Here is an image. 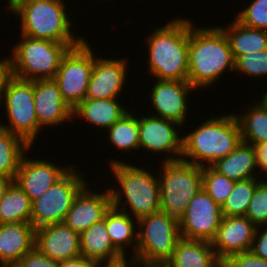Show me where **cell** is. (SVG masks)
<instances>
[{
    "instance_id": "obj_1",
    "label": "cell",
    "mask_w": 267,
    "mask_h": 267,
    "mask_svg": "<svg viewBox=\"0 0 267 267\" xmlns=\"http://www.w3.org/2000/svg\"><path fill=\"white\" fill-rule=\"evenodd\" d=\"M190 19L188 79L197 89H207L227 70L234 72V57L228 39L217 25L195 27ZM207 87V88H206Z\"/></svg>"
},
{
    "instance_id": "obj_2",
    "label": "cell",
    "mask_w": 267,
    "mask_h": 267,
    "mask_svg": "<svg viewBox=\"0 0 267 267\" xmlns=\"http://www.w3.org/2000/svg\"><path fill=\"white\" fill-rule=\"evenodd\" d=\"M190 18H170L148 34L147 64L153 78L168 81H187Z\"/></svg>"
},
{
    "instance_id": "obj_3",
    "label": "cell",
    "mask_w": 267,
    "mask_h": 267,
    "mask_svg": "<svg viewBox=\"0 0 267 267\" xmlns=\"http://www.w3.org/2000/svg\"><path fill=\"white\" fill-rule=\"evenodd\" d=\"M109 162L110 172L116 178L115 189L109 187L112 206L137 220L160 211L159 177L155 171L152 173L144 166L142 169L124 160L110 159Z\"/></svg>"
},
{
    "instance_id": "obj_4",
    "label": "cell",
    "mask_w": 267,
    "mask_h": 267,
    "mask_svg": "<svg viewBox=\"0 0 267 267\" xmlns=\"http://www.w3.org/2000/svg\"><path fill=\"white\" fill-rule=\"evenodd\" d=\"M242 142L235 113L209 117L182 139L181 160L206 167L226 157Z\"/></svg>"
},
{
    "instance_id": "obj_5",
    "label": "cell",
    "mask_w": 267,
    "mask_h": 267,
    "mask_svg": "<svg viewBox=\"0 0 267 267\" xmlns=\"http://www.w3.org/2000/svg\"><path fill=\"white\" fill-rule=\"evenodd\" d=\"M66 0H13L6 5L15 18H20V35L52 40L63 44H80L85 38L73 35L72 19ZM72 29V30H71Z\"/></svg>"
},
{
    "instance_id": "obj_6",
    "label": "cell",
    "mask_w": 267,
    "mask_h": 267,
    "mask_svg": "<svg viewBox=\"0 0 267 267\" xmlns=\"http://www.w3.org/2000/svg\"><path fill=\"white\" fill-rule=\"evenodd\" d=\"M6 56L10 75L21 80L54 79L62 57L78 44H63L52 40L21 35Z\"/></svg>"
},
{
    "instance_id": "obj_7",
    "label": "cell",
    "mask_w": 267,
    "mask_h": 267,
    "mask_svg": "<svg viewBox=\"0 0 267 267\" xmlns=\"http://www.w3.org/2000/svg\"><path fill=\"white\" fill-rule=\"evenodd\" d=\"M160 166L157 170L160 171V211L179 220L192 198L202 189V167L183 160H161Z\"/></svg>"
},
{
    "instance_id": "obj_8",
    "label": "cell",
    "mask_w": 267,
    "mask_h": 267,
    "mask_svg": "<svg viewBox=\"0 0 267 267\" xmlns=\"http://www.w3.org/2000/svg\"><path fill=\"white\" fill-rule=\"evenodd\" d=\"M1 106L6 110L8 124L0 122V126L32 147L42 129L34 108V80H21L9 74L3 84Z\"/></svg>"
},
{
    "instance_id": "obj_9",
    "label": "cell",
    "mask_w": 267,
    "mask_h": 267,
    "mask_svg": "<svg viewBox=\"0 0 267 267\" xmlns=\"http://www.w3.org/2000/svg\"><path fill=\"white\" fill-rule=\"evenodd\" d=\"M180 239L178 219L163 211L143 216L137 220L135 257L168 261Z\"/></svg>"
},
{
    "instance_id": "obj_10",
    "label": "cell",
    "mask_w": 267,
    "mask_h": 267,
    "mask_svg": "<svg viewBox=\"0 0 267 267\" xmlns=\"http://www.w3.org/2000/svg\"><path fill=\"white\" fill-rule=\"evenodd\" d=\"M74 166L40 198L32 201L30 223L34 228L63 222L78 193L90 182ZM83 176V177H82Z\"/></svg>"
},
{
    "instance_id": "obj_11",
    "label": "cell",
    "mask_w": 267,
    "mask_h": 267,
    "mask_svg": "<svg viewBox=\"0 0 267 267\" xmlns=\"http://www.w3.org/2000/svg\"><path fill=\"white\" fill-rule=\"evenodd\" d=\"M85 39L62 57L54 81L58 84L63 100L74 109L81 103L88 90L94 65V50ZM92 47V48H91Z\"/></svg>"
},
{
    "instance_id": "obj_12",
    "label": "cell",
    "mask_w": 267,
    "mask_h": 267,
    "mask_svg": "<svg viewBox=\"0 0 267 267\" xmlns=\"http://www.w3.org/2000/svg\"><path fill=\"white\" fill-rule=\"evenodd\" d=\"M222 218L221 206L202 187L179 219L181 238L211 242L217 234Z\"/></svg>"
},
{
    "instance_id": "obj_13",
    "label": "cell",
    "mask_w": 267,
    "mask_h": 267,
    "mask_svg": "<svg viewBox=\"0 0 267 267\" xmlns=\"http://www.w3.org/2000/svg\"><path fill=\"white\" fill-rule=\"evenodd\" d=\"M181 126L172 120L142 114L139 117V149H146L152 154L158 153V156L167 155L163 157V161L181 160L183 136L177 130Z\"/></svg>"
},
{
    "instance_id": "obj_14",
    "label": "cell",
    "mask_w": 267,
    "mask_h": 267,
    "mask_svg": "<svg viewBox=\"0 0 267 267\" xmlns=\"http://www.w3.org/2000/svg\"><path fill=\"white\" fill-rule=\"evenodd\" d=\"M155 80L149 92L150 105L156 113L153 112L152 115L184 126L190 109L187 97L189 93L195 91V88L188 81Z\"/></svg>"
},
{
    "instance_id": "obj_15",
    "label": "cell",
    "mask_w": 267,
    "mask_h": 267,
    "mask_svg": "<svg viewBox=\"0 0 267 267\" xmlns=\"http://www.w3.org/2000/svg\"><path fill=\"white\" fill-rule=\"evenodd\" d=\"M26 152L20 162L14 181L29 196L30 201L40 198L54 183L61 179L72 167L60 166L52 160L28 158ZM27 155V156H26ZM51 161V162H50Z\"/></svg>"
},
{
    "instance_id": "obj_16",
    "label": "cell",
    "mask_w": 267,
    "mask_h": 267,
    "mask_svg": "<svg viewBox=\"0 0 267 267\" xmlns=\"http://www.w3.org/2000/svg\"><path fill=\"white\" fill-rule=\"evenodd\" d=\"M96 57L92 68L87 95L90 99H114L120 98V93L125 88L128 76V60Z\"/></svg>"
},
{
    "instance_id": "obj_17",
    "label": "cell",
    "mask_w": 267,
    "mask_h": 267,
    "mask_svg": "<svg viewBox=\"0 0 267 267\" xmlns=\"http://www.w3.org/2000/svg\"><path fill=\"white\" fill-rule=\"evenodd\" d=\"M89 183L75 197L64 223L73 231L81 234L94 223L101 221L112 206L111 193L108 189L98 192L89 188ZM91 190V191H89Z\"/></svg>"
},
{
    "instance_id": "obj_18",
    "label": "cell",
    "mask_w": 267,
    "mask_h": 267,
    "mask_svg": "<svg viewBox=\"0 0 267 267\" xmlns=\"http://www.w3.org/2000/svg\"><path fill=\"white\" fill-rule=\"evenodd\" d=\"M256 229L246 216H223L211 241L217 257L224 262L233 254L250 251Z\"/></svg>"
},
{
    "instance_id": "obj_19",
    "label": "cell",
    "mask_w": 267,
    "mask_h": 267,
    "mask_svg": "<svg viewBox=\"0 0 267 267\" xmlns=\"http://www.w3.org/2000/svg\"><path fill=\"white\" fill-rule=\"evenodd\" d=\"M35 247L57 262L81 256L80 234L73 231L64 222L36 228Z\"/></svg>"
},
{
    "instance_id": "obj_20",
    "label": "cell",
    "mask_w": 267,
    "mask_h": 267,
    "mask_svg": "<svg viewBox=\"0 0 267 267\" xmlns=\"http://www.w3.org/2000/svg\"><path fill=\"white\" fill-rule=\"evenodd\" d=\"M34 108L39 125L55 128L74 121L72 108L63 100L54 79L34 80Z\"/></svg>"
},
{
    "instance_id": "obj_21",
    "label": "cell",
    "mask_w": 267,
    "mask_h": 267,
    "mask_svg": "<svg viewBox=\"0 0 267 267\" xmlns=\"http://www.w3.org/2000/svg\"><path fill=\"white\" fill-rule=\"evenodd\" d=\"M35 247V228L31 223L0 224V266L13 267Z\"/></svg>"
},
{
    "instance_id": "obj_22",
    "label": "cell",
    "mask_w": 267,
    "mask_h": 267,
    "mask_svg": "<svg viewBox=\"0 0 267 267\" xmlns=\"http://www.w3.org/2000/svg\"><path fill=\"white\" fill-rule=\"evenodd\" d=\"M81 256L99 264L116 263L126 259L114 246L104 218L80 234Z\"/></svg>"
},
{
    "instance_id": "obj_23",
    "label": "cell",
    "mask_w": 267,
    "mask_h": 267,
    "mask_svg": "<svg viewBox=\"0 0 267 267\" xmlns=\"http://www.w3.org/2000/svg\"><path fill=\"white\" fill-rule=\"evenodd\" d=\"M121 105L118 98L114 99H90L85 98L72 110V117L77 120H85L93 127L107 130L119 121L129 108ZM95 125V126H94Z\"/></svg>"
},
{
    "instance_id": "obj_24",
    "label": "cell",
    "mask_w": 267,
    "mask_h": 267,
    "mask_svg": "<svg viewBox=\"0 0 267 267\" xmlns=\"http://www.w3.org/2000/svg\"><path fill=\"white\" fill-rule=\"evenodd\" d=\"M211 167L234 181L259 178L261 176L257 165L256 149L253 145L244 142H241L226 157L216 161Z\"/></svg>"
},
{
    "instance_id": "obj_25",
    "label": "cell",
    "mask_w": 267,
    "mask_h": 267,
    "mask_svg": "<svg viewBox=\"0 0 267 267\" xmlns=\"http://www.w3.org/2000/svg\"><path fill=\"white\" fill-rule=\"evenodd\" d=\"M168 261L171 267H220L223 265L210 241L184 238L178 241Z\"/></svg>"
},
{
    "instance_id": "obj_26",
    "label": "cell",
    "mask_w": 267,
    "mask_h": 267,
    "mask_svg": "<svg viewBox=\"0 0 267 267\" xmlns=\"http://www.w3.org/2000/svg\"><path fill=\"white\" fill-rule=\"evenodd\" d=\"M136 221V222H135ZM137 219L131 217L114 206L106 212V229L113 246L125 257L127 249H133L131 257L136 255L137 247ZM129 247H131L129 249ZM126 248V249H125Z\"/></svg>"
},
{
    "instance_id": "obj_27",
    "label": "cell",
    "mask_w": 267,
    "mask_h": 267,
    "mask_svg": "<svg viewBox=\"0 0 267 267\" xmlns=\"http://www.w3.org/2000/svg\"><path fill=\"white\" fill-rule=\"evenodd\" d=\"M228 39L232 55L235 58L267 49V31L244 26L236 18L228 27L220 26Z\"/></svg>"
},
{
    "instance_id": "obj_28",
    "label": "cell",
    "mask_w": 267,
    "mask_h": 267,
    "mask_svg": "<svg viewBox=\"0 0 267 267\" xmlns=\"http://www.w3.org/2000/svg\"><path fill=\"white\" fill-rule=\"evenodd\" d=\"M260 100V101H259ZM246 106V110L235 113L241 130L242 142L258 146L267 143V104L260 98Z\"/></svg>"
},
{
    "instance_id": "obj_29",
    "label": "cell",
    "mask_w": 267,
    "mask_h": 267,
    "mask_svg": "<svg viewBox=\"0 0 267 267\" xmlns=\"http://www.w3.org/2000/svg\"><path fill=\"white\" fill-rule=\"evenodd\" d=\"M31 203L29 196L13 181L0 202V224L30 223Z\"/></svg>"
},
{
    "instance_id": "obj_30",
    "label": "cell",
    "mask_w": 267,
    "mask_h": 267,
    "mask_svg": "<svg viewBox=\"0 0 267 267\" xmlns=\"http://www.w3.org/2000/svg\"><path fill=\"white\" fill-rule=\"evenodd\" d=\"M31 148L22 138L0 126V175L15 179L23 155Z\"/></svg>"
},
{
    "instance_id": "obj_31",
    "label": "cell",
    "mask_w": 267,
    "mask_h": 267,
    "mask_svg": "<svg viewBox=\"0 0 267 267\" xmlns=\"http://www.w3.org/2000/svg\"><path fill=\"white\" fill-rule=\"evenodd\" d=\"M136 114V116H135ZM106 137L110 145L114 148L120 149L121 152H131L132 150H139V117L136 112L129 110L125 115L110 128Z\"/></svg>"
},
{
    "instance_id": "obj_32",
    "label": "cell",
    "mask_w": 267,
    "mask_h": 267,
    "mask_svg": "<svg viewBox=\"0 0 267 267\" xmlns=\"http://www.w3.org/2000/svg\"><path fill=\"white\" fill-rule=\"evenodd\" d=\"M260 181V178L236 181L233 190L221 206L223 216H245Z\"/></svg>"
},
{
    "instance_id": "obj_33",
    "label": "cell",
    "mask_w": 267,
    "mask_h": 267,
    "mask_svg": "<svg viewBox=\"0 0 267 267\" xmlns=\"http://www.w3.org/2000/svg\"><path fill=\"white\" fill-rule=\"evenodd\" d=\"M235 182L218 173L211 166L202 167V187L220 206L233 190Z\"/></svg>"
},
{
    "instance_id": "obj_34",
    "label": "cell",
    "mask_w": 267,
    "mask_h": 267,
    "mask_svg": "<svg viewBox=\"0 0 267 267\" xmlns=\"http://www.w3.org/2000/svg\"><path fill=\"white\" fill-rule=\"evenodd\" d=\"M235 72L245 74L249 78H267V49L248 52L235 58L234 74H237Z\"/></svg>"
},
{
    "instance_id": "obj_35",
    "label": "cell",
    "mask_w": 267,
    "mask_h": 267,
    "mask_svg": "<svg viewBox=\"0 0 267 267\" xmlns=\"http://www.w3.org/2000/svg\"><path fill=\"white\" fill-rule=\"evenodd\" d=\"M245 216L257 227L267 225V179L257 184Z\"/></svg>"
},
{
    "instance_id": "obj_36",
    "label": "cell",
    "mask_w": 267,
    "mask_h": 267,
    "mask_svg": "<svg viewBox=\"0 0 267 267\" xmlns=\"http://www.w3.org/2000/svg\"><path fill=\"white\" fill-rule=\"evenodd\" d=\"M235 15L244 26L267 31V0H252Z\"/></svg>"
},
{
    "instance_id": "obj_37",
    "label": "cell",
    "mask_w": 267,
    "mask_h": 267,
    "mask_svg": "<svg viewBox=\"0 0 267 267\" xmlns=\"http://www.w3.org/2000/svg\"><path fill=\"white\" fill-rule=\"evenodd\" d=\"M13 267H60L57 262L41 253L36 247L27 252Z\"/></svg>"
},
{
    "instance_id": "obj_38",
    "label": "cell",
    "mask_w": 267,
    "mask_h": 267,
    "mask_svg": "<svg viewBox=\"0 0 267 267\" xmlns=\"http://www.w3.org/2000/svg\"><path fill=\"white\" fill-rule=\"evenodd\" d=\"M224 267H267V260L250 251L233 254L223 262Z\"/></svg>"
},
{
    "instance_id": "obj_39",
    "label": "cell",
    "mask_w": 267,
    "mask_h": 267,
    "mask_svg": "<svg viewBox=\"0 0 267 267\" xmlns=\"http://www.w3.org/2000/svg\"><path fill=\"white\" fill-rule=\"evenodd\" d=\"M250 252L257 257L267 260V225L257 227Z\"/></svg>"
},
{
    "instance_id": "obj_40",
    "label": "cell",
    "mask_w": 267,
    "mask_h": 267,
    "mask_svg": "<svg viewBox=\"0 0 267 267\" xmlns=\"http://www.w3.org/2000/svg\"><path fill=\"white\" fill-rule=\"evenodd\" d=\"M255 149H256L257 165L259 167L262 179L263 177L262 174L265 175L264 177L267 176V143L255 146Z\"/></svg>"
},
{
    "instance_id": "obj_41",
    "label": "cell",
    "mask_w": 267,
    "mask_h": 267,
    "mask_svg": "<svg viewBox=\"0 0 267 267\" xmlns=\"http://www.w3.org/2000/svg\"><path fill=\"white\" fill-rule=\"evenodd\" d=\"M99 263L83 256L60 262V267H99Z\"/></svg>"
},
{
    "instance_id": "obj_42",
    "label": "cell",
    "mask_w": 267,
    "mask_h": 267,
    "mask_svg": "<svg viewBox=\"0 0 267 267\" xmlns=\"http://www.w3.org/2000/svg\"><path fill=\"white\" fill-rule=\"evenodd\" d=\"M133 267H171L169 261L144 260L137 257H132Z\"/></svg>"
},
{
    "instance_id": "obj_43",
    "label": "cell",
    "mask_w": 267,
    "mask_h": 267,
    "mask_svg": "<svg viewBox=\"0 0 267 267\" xmlns=\"http://www.w3.org/2000/svg\"><path fill=\"white\" fill-rule=\"evenodd\" d=\"M9 70H8V64H7V59L4 57L0 60V104L2 102V89H3V84L5 82V79L9 75ZM0 107H2L0 105Z\"/></svg>"
},
{
    "instance_id": "obj_44",
    "label": "cell",
    "mask_w": 267,
    "mask_h": 267,
    "mask_svg": "<svg viewBox=\"0 0 267 267\" xmlns=\"http://www.w3.org/2000/svg\"><path fill=\"white\" fill-rule=\"evenodd\" d=\"M13 181V178L0 175V202L3 200L5 192Z\"/></svg>"
},
{
    "instance_id": "obj_45",
    "label": "cell",
    "mask_w": 267,
    "mask_h": 267,
    "mask_svg": "<svg viewBox=\"0 0 267 267\" xmlns=\"http://www.w3.org/2000/svg\"><path fill=\"white\" fill-rule=\"evenodd\" d=\"M99 267H132V257L124 259L116 263L100 264Z\"/></svg>"
},
{
    "instance_id": "obj_46",
    "label": "cell",
    "mask_w": 267,
    "mask_h": 267,
    "mask_svg": "<svg viewBox=\"0 0 267 267\" xmlns=\"http://www.w3.org/2000/svg\"><path fill=\"white\" fill-rule=\"evenodd\" d=\"M266 92H263L261 95V99L267 104V89L265 90Z\"/></svg>"
},
{
    "instance_id": "obj_47",
    "label": "cell",
    "mask_w": 267,
    "mask_h": 267,
    "mask_svg": "<svg viewBox=\"0 0 267 267\" xmlns=\"http://www.w3.org/2000/svg\"><path fill=\"white\" fill-rule=\"evenodd\" d=\"M13 0H8L6 1L7 4H10Z\"/></svg>"
}]
</instances>
